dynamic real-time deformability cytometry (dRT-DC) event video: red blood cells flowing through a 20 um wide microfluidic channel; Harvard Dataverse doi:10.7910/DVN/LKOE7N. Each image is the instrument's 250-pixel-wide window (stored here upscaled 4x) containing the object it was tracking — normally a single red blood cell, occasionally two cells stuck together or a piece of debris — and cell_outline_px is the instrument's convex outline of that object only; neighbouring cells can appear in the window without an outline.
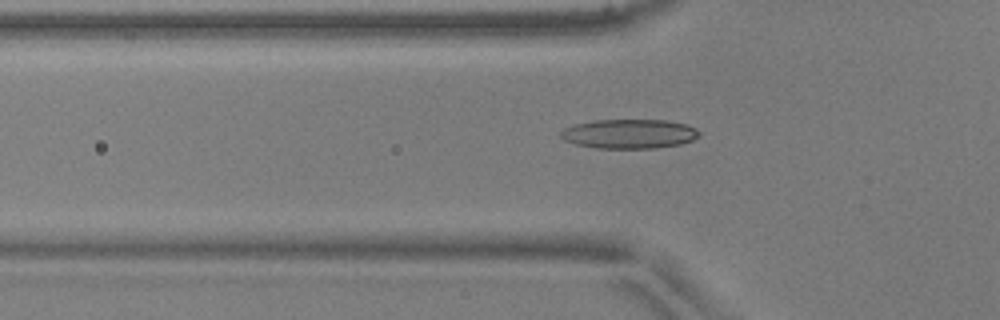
{"species": "common noctule bat (a hibernating species)", "species_latin": "Nyctalus noctula", "temperature_condition": "warm", "stored_images_in_passage": 3, "camera_frame_rate_fps": 3000, "um_per_image_px": 0.085, "animal": {"sex": "male", "body_mass_g": 17.9, "forearm_length_mm": 54.2}, "frame": {"image": 1, "passage_image": 2, "time_ms": 0.333, "image_size_px": [1000, 320], "cell_outline_px": [[700, 136], [692, 140], [680, 144], [652, 148], [596, 148], [576, 144], [564, 140], [560, 136], [560, 132], [564, 128], [576, 124], [592, 120], [668, 120], [688, 124], [696, 128], [700, 132]], "centroid_in_image_um": [53.5, 11.37], "position_along_channel_um": 72.3, "area_um2": 23.76}}